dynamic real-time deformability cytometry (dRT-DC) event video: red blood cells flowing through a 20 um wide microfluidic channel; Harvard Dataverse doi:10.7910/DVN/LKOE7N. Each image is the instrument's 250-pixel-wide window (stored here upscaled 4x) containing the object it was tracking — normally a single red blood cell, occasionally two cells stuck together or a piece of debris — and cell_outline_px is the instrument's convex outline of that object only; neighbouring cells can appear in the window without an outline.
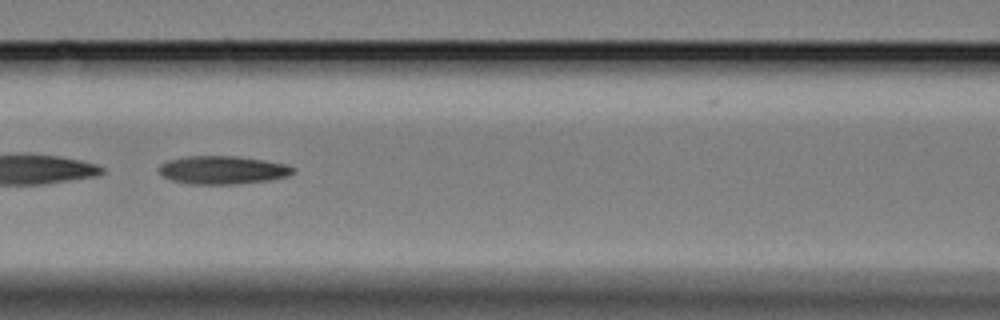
{"species": "Egyptian fruit bat (a non-hibernating species)", "species_latin": "Rousettus aegyptiacus", "temperature_condition": "cold", "stored_images_in_passage": 46, "camera_frame_rate_fps": 3000, "um_per_image_px": 0.085, "animal": {"sex": "female"}, "frame": {"image": 1, "passage_image": 14, "time_ms": 4.333, "image_size_px": [1000, 320], "cell_outline_px": [[296, 168], [288, 176], [268, 180], [232, 184], [188, 184], [172, 180], [164, 176], [156, 168], [160, 164], [168, 160], [184, 156], [236, 156], [264, 160], [288, 164]], "centroid_in_image_um": [18.9, 14.44], "position_along_channel_um": 147.7, "area_um2": 22.08}}
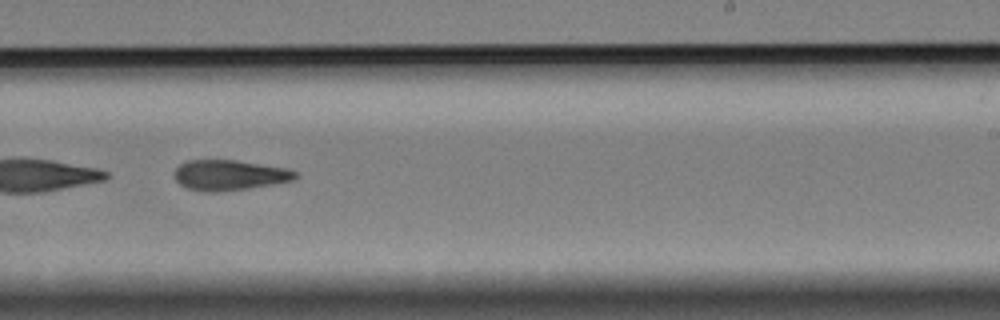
{"frame": {"image": 2, "passage_image": 25, "time_ms": 8.0, "image_size_px": [1000, 320], "cell_outline_px": [[300, 176], [296, 180], [248, 188], [220, 192], [200, 192], [188, 188], [180, 184], [176, 180], [176, 168], [180, 164], [188, 160], [236, 160], [288, 168], [296, 172]], "centroid_in_image_um": [19.54, 14.89], "position_along_channel_um": 269.5, "area_um2": 21.5}}
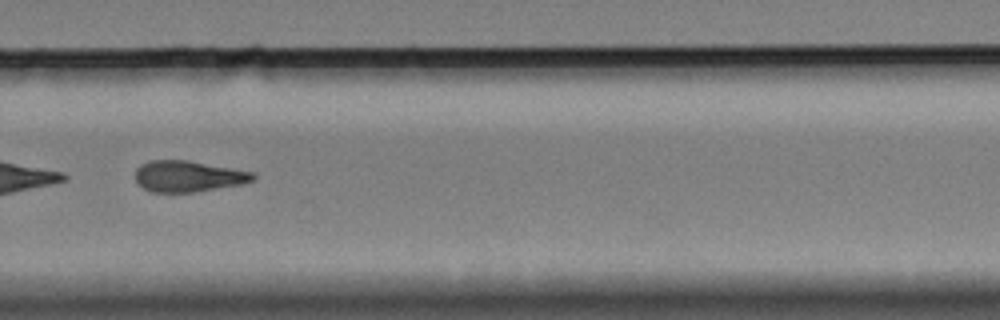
{"frame": {"image": 3, "passage_image": 29, "time_ms": 9.333, "image_size_px": [1000, 320], "cell_outline_px": [[256, 176], [252, 180], [240, 184], [192, 192], [152, 192], [144, 188], [136, 180], [136, 168], [140, 164], [148, 160], [188, 160], [252, 172]], "centroid_in_image_um": [15.94, 14.97], "position_along_channel_um": 313.9, "area_um2": 21.04}, "authors_computed_cell_mechanics": {"area_um2": 22.1952, "velocity_mm_per_s": 3.3346, "shape_relaxation_time_tau1_ms": null, "shape_relaxation_time_tau2_ms": 8.2647, "deformation_change_tau1": null, "deformation_change_tau2": 0.1927}}